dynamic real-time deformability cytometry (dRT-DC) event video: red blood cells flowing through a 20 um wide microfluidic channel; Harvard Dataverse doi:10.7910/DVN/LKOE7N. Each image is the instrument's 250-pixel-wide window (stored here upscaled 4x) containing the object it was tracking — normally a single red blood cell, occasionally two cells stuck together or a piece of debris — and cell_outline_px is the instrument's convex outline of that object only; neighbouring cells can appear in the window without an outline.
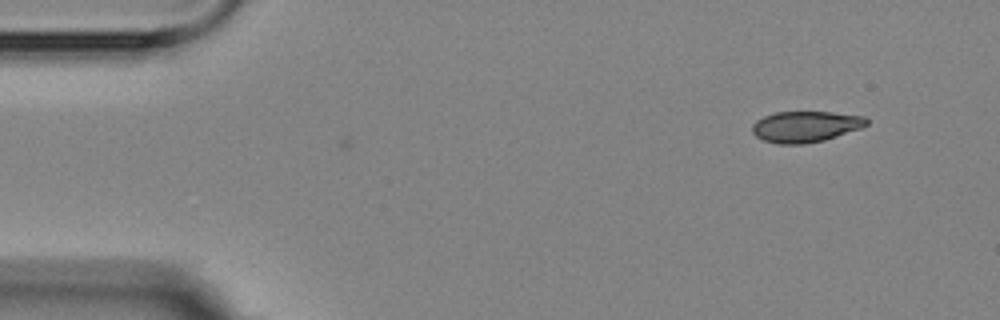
{"species": "Egyptian fruit bat (a non-hibernating species)", "species_latin": "Rousettus aegyptiacus", "temperature_condition": "room temperature", "stored_images_in_passage": 3, "camera_frame_rate_fps": 3000, "um_per_image_px": 0.085, "animal": {"sex": "female"}, "frame": {"image": 1, "passage_image": 3, "time_ms": 2.333, "image_size_px": [1000, 320], "cell_outline_px": [[868, 124], [860, 128], [824, 140], [804, 144], [780, 144], [764, 140], [756, 136], [752, 132], [752, 124], [756, 120], [764, 116], [776, 112], [832, 112], [864, 116], [868, 120]], "centroid_in_image_um": [68.45, 10.75], "position_along_channel_um": 16.5, "area_um2": 20.58}}